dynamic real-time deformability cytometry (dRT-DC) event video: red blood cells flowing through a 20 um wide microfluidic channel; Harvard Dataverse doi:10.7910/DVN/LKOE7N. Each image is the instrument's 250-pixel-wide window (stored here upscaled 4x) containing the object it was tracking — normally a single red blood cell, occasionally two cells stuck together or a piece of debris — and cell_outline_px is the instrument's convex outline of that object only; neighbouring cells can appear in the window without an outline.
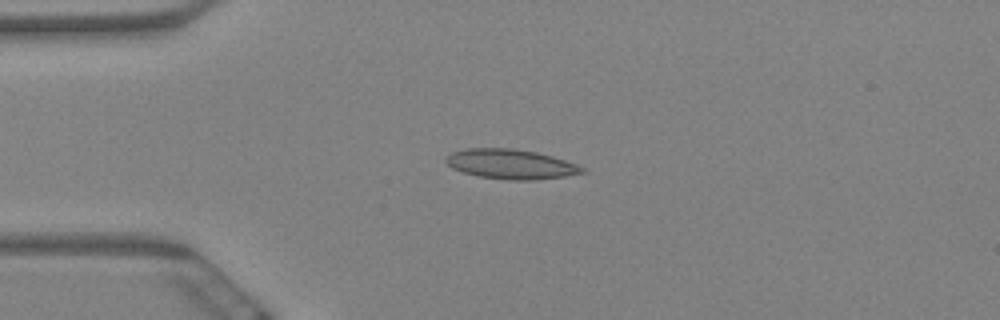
{"species": "Egyptian fruit bat (a non-hibernating species)", "species_latin": "Rousettus aegyptiacus", "temperature_condition": "warm", "stored_images_in_passage": 6, "camera_frame_rate_fps": 3000, "um_per_image_px": 0.085, "animal": {"sex": "female"}, "frame": {"image": 1, "passage_image": 5, "time_ms": 1.333, "image_size_px": [1000, 320], "cell_outline_px": [[588, 172], [564, 176], [536, 180], [508, 180], [480, 176], [464, 172], [452, 168], [444, 160], [452, 152], [464, 148], [516, 148], [536, 152], [552, 156], [576, 164], [584, 168]], "centroid_in_image_um": [43.43, 13.94], "position_along_channel_um": 41.6, "area_um2": 23.58}}